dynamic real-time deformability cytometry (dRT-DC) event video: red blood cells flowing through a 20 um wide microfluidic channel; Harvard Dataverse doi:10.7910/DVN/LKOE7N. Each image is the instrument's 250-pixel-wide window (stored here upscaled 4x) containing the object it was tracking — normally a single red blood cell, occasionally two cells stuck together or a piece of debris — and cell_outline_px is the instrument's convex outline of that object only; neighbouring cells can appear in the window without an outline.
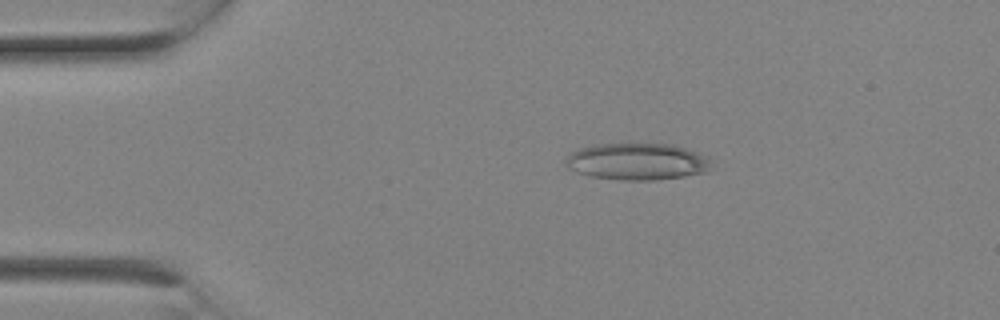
{"species": "Egyptian fruit bat (a non-hibernating species)", "species_latin": "Rousettus aegyptiacus", "temperature_condition": "room temperature", "stored_images_in_passage": 3, "camera_frame_rate_fps": 3000, "um_per_image_px": 0.085, "animal": {"sex": "female"}, "frame": {"image": 1, "passage_image": 3, "time_ms": 0.667, "image_size_px": [1000, 320], "cell_outline_px": [[712, 160], [708, 168], [704, 172], [684, 176], [656, 180], [620, 180], [588, 176], [568, 168], [564, 160], [572, 152], [580, 148], [596, 144], [672, 144], [688, 148], [708, 156]], "centroid_in_image_um": [54.17, 13.73], "position_along_channel_um": 30.8, "area_um2": 31.33}}